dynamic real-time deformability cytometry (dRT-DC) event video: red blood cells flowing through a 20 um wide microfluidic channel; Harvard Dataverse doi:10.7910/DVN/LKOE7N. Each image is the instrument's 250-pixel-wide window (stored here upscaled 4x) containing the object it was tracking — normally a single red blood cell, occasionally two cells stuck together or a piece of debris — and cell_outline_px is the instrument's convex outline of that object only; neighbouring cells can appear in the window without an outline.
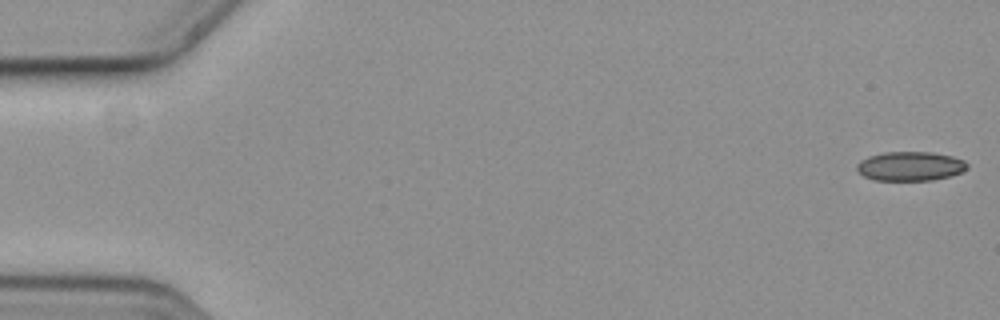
{"species": "common noctule bat (a hibernating species)", "species_latin": "Nyctalus noctula", "temperature_condition": "cold", "stored_images_in_passage": 43, "camera_frame_rate_fps": 3000, "um_per_image_px": 0.085, "animal": {"sex": "female", "body_mass_g": 19.3, "forearm_length_mm": 54.1}, "frame": {"image": 1, "passage_image": 1, "time_ms": 0.0, "image_size_px": [1000, 320], "cell_outline_px": [[968, 168], [964, 172], [932, 180], [876, 180], [864, 176], [856, 168], [856, 164], [860, 160], [868, 156], [884, 152], [932, 152], [952, 156], [964, 160], [968, 164]], "centroid_in_image_um": [77.38, 14.12], "position_along_channel_um": 7.6, "area_um2": 18.84}}
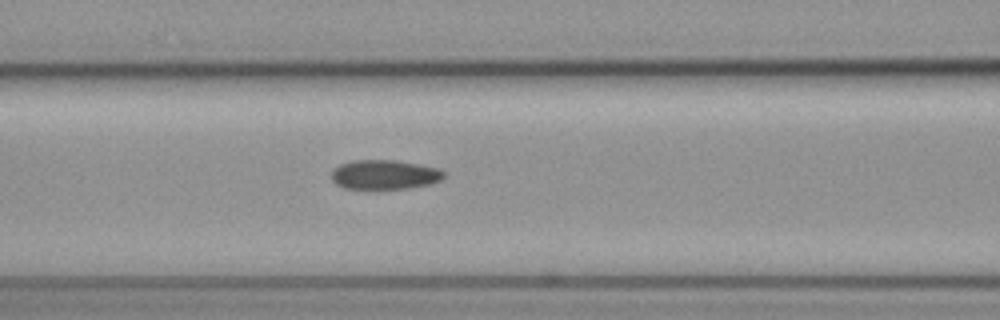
{"frame": {"image": 2, "passage_image": 24, "time_ms": 7.667, "image_size_px": [1000, 320], "cell_outline_px": [[444, 176], [440, 180], [432, 184], [408, 188], [344, 188], [336, 184], [332, 180], [332, 168], [340, 164], [352, 160], [396, 160], [440, 168], [444, 172]], "centroid_in_image_um": [32.68, 14.83], "position_along_channel_um": 133.9, "area_um2": 19.31}}
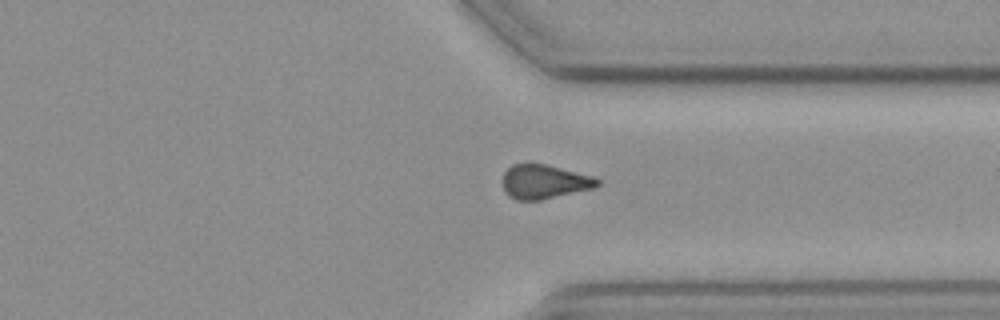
{"frame": {"image": 3, "passage_image": 43, "time_ms": 14.0, "image_size_px": [1000, 320], "cell_outline_px": [[600, 184], [592, 188], [540, 200], [516, 200], [508, 196], [504, 188], [504, 172], [512, 164], [528, 160], [592, 176], [600, 180]], "centroid_in_image_um": [46.21, 15.41], "position_along_channel_um": 365.2, "area_um2": 18.9}, "authors_computed_cell_mechanics": {"area_um2": 19.5364, "velocity_mm_per_s": 3.6554, "shape_relaxation_time_tau1_ms": 6.748, "shape_relaxation_time_tau2_ms": null, "deformation_change_tau1": 0.0996, "deformation_change_tau2": null}}